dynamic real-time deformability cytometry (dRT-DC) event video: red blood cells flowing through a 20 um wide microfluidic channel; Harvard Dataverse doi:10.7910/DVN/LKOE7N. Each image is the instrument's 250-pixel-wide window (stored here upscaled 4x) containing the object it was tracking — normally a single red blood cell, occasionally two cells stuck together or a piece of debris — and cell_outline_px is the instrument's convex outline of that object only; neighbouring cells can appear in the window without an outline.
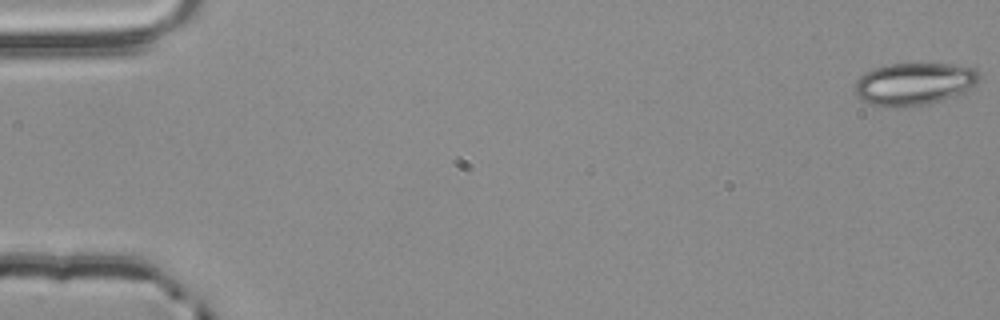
{"species": "common noctule bat (a hibernating species)", "species_latin": "Nyctalus noctula", "temperature_condition": "room temperature", "stored_images_in_passage": 55, "camera_frame_rate_fps": 3000, "um_per_image_px": 0.085, "animal": {"sex": "male", "body_mass_g": 20.4}, "frame": {"image": 1, "passage_image": 1, "time_ms": 0.0, "image_size_px": [1000, 320], "cell_outline_px": [[980, 80], [976, 84], [964, 92], [928, 104], [888, 108], [884, 108], [872, 104], [856, 96], [856, 80], [864, 72], [888, 64], [920, 60], [952, 64], [976, 68], [980, 72]], "centroid_in_image_um": [77.73, 7.07], "position_along_channel_um": 7.3, "area_um2": 31.67}}
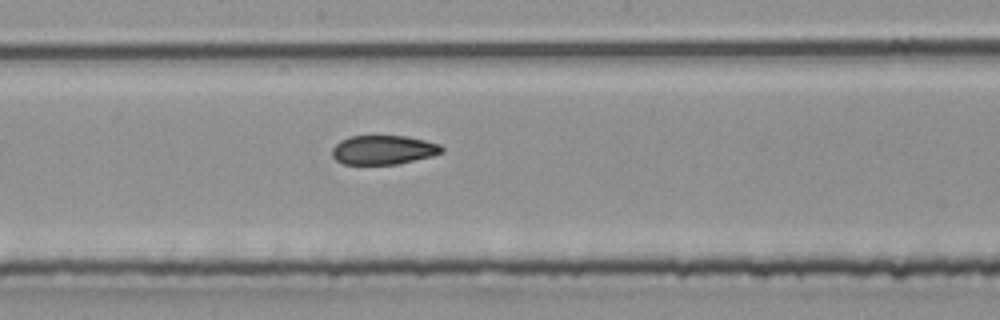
{"frame": {"image": 2, "passage_image": 30, "time_ms": 9.667, "image_size_px": [1000, 320], "cell_outline_px": [[444, 152], [432, 156], [396, 164], [344, 164], [336, 160], [332, 156], [332, 148], [340, 140], [352, 136], [404, 136], [424, 140], [440, 144], [444, 148]], "centroid_in_image_um": [32.59, 12.74], "position_along_channel_um": 215.6, "area_um2": 18.55}}
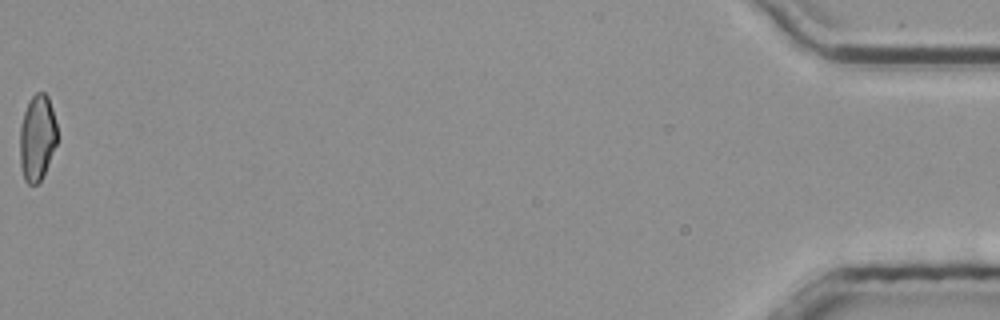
{"frame": {"image": 3, "passage_image": 55, "time_ms": 18.0, "image_size_px": [1000, 320], "cell_outline_px": [[56, 144], [44, 172], [40, 180], [36, 184], [28, 184], [24, 180], [20, 168], [20, 124], [28, 100], [36, 92], [44, 92], [48, 96], [52, 108], [56, 124]], "centroid_in_image_um": [3.13, 11.68], "position_along_channel_um": 432.1, "area_um2": 18.61}, "authors_computed_cell_mechanics": {"area_um2": 20.0566, "velocity_mm_per_s": 3.8666, "shape_relaxation_time_tau1_ms": null, "shape_relaxation_time_tau2_ms": 3.8731, "deformation_change_tau1": null, "deformation_change_tau2": 0.1025}}